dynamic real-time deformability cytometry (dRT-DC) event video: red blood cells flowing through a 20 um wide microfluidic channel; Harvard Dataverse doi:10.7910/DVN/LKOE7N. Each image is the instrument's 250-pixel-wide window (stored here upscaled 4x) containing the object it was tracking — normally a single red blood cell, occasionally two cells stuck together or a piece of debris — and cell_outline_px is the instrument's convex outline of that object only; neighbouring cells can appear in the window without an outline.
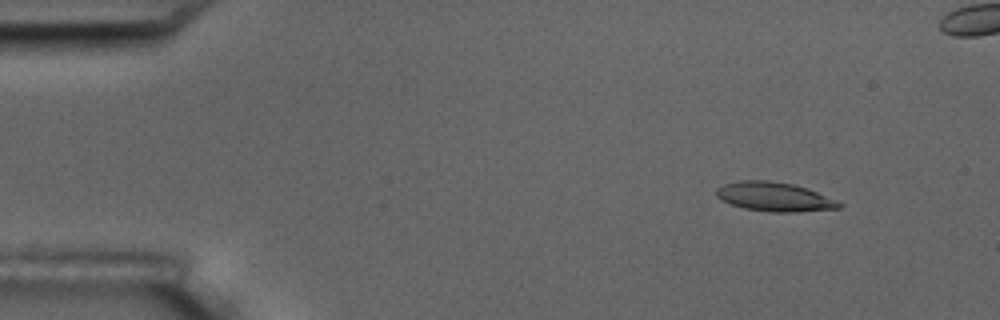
{"species": "common noctule bat (a hibernating species)", "species_latin": "Nyctalus noctula", "temperature_condition": "room temperature", "stored_images_in_passage": 5, "camera_frame_rate_fps": 3000, "um_per_image_px": 0.085, "animal": {"sex": "male", "body_mass_g": 17.5, "forearm_length_mm": 52.3}, "frame": {"image": 1, "passage_image": 1, "time_ms": 0.0, "image_size_px": [1000, 320], "cell_outline_px": [[844, 204], [840, 208], [796, 212], [768, 212], [744, 208], [732, 204], [716, 196], [716, 188], [724, 184], [740, 180], [768, 180], [792, 184], [816, 192], [836, 200]], "centroid_in_image_um": [65.81, 16.73], "position_along_channel_um": 19.2, "area_um2": 20.63}}